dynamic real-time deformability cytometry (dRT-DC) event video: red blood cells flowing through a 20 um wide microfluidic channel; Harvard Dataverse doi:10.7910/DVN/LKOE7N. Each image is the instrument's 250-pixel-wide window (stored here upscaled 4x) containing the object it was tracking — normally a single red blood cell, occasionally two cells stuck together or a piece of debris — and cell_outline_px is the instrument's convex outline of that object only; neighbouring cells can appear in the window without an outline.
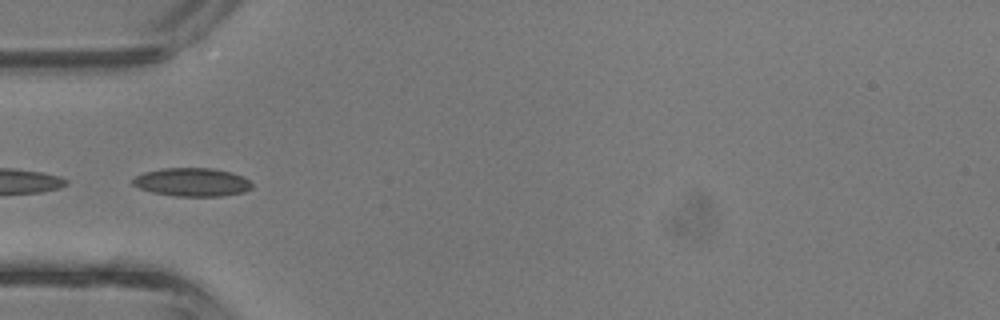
{"species": "common noctule bat (a hibernating species)", "species_latin": "Nyctalus noctula", "temperature_condition": "room temperature", "stored_images_in_passage": 4, "camera_frame_rate_fps": 3000, "um_per_image_px": 0.085, "animal": {"sex": "male", "body_mass_g": 13.3}, "frame": {"image": 1, "passage_image": 4, "time_ms": 1.0, "image_size_px": [1000, 320], "cell_outline_px": [[252, 188], [244, 192], [220, 196], [176, 196], [152, 192], [140, 188], [132, 184], [132, 180], [136, 176], [144, 172], [160, 168], [212, 168], [232, 172], [244, 176], [252, 184]], "centroid_in_image_um": [16.34, 15.47], "position_along_channel_um": 68.7, "area_um2": 19.77}}